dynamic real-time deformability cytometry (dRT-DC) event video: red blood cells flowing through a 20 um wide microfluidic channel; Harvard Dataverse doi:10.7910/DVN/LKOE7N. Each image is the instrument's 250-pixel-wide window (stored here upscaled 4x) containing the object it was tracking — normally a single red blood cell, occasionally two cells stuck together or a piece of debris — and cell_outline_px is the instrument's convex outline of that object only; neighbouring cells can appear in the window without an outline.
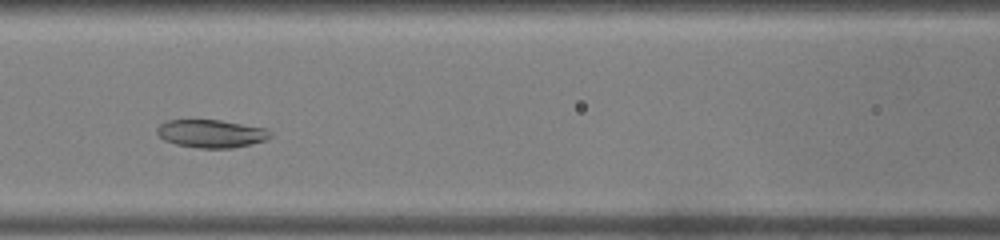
{"species": "common noctule bat (a hibernating species)", "species_latin": "Nyctalus noctula", "temperature_condition": "warm", "stored_images_in_passage": 32, "camera_frame_rate_fps": 3000, "um_per_image_px": 0.085, "animal": {"sex": "male", "body_mass_g": 19.0, "forearm_length_mm": 50.8}, "frame": {"image": 1, "passage_image": 6, "time_ms": 1.667, "image_size_px": [1000, 240], "cell_outline_px": [[272, 136], [264, 140], [252, 144], [232, 148], [200, 148], [176, 144], [164, 140], [156, 132], [156, 128], [160, 124], [168, 120], [220, 120], [268, 128], [272, 132]], "centroid_in_image_um": [17.98, 11.35], "position_along_channel_um": 148.6, "area_um2": 18.55}}
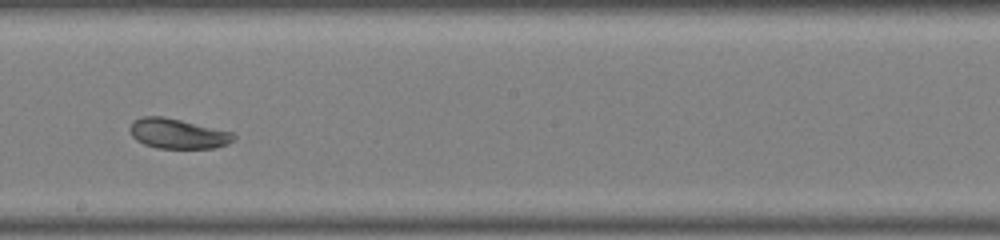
{"frame": {"image": 2, "passage_image": 12, "time_ms": 3.667, "image_size_px": [1000, 240], "cell_outline_px": [[236, 140], [228, 144], [216, 148], [156, 148], [144, 144], [136, 140], [132, 136], [128, 128], [132, 120], [140, 116], [164, 116], [232, 132], [236, 136]], "centroid_in_image_um": [15.09, 11.35], "position_along_channel_um": 233.1, "area_um2": 18.38}}
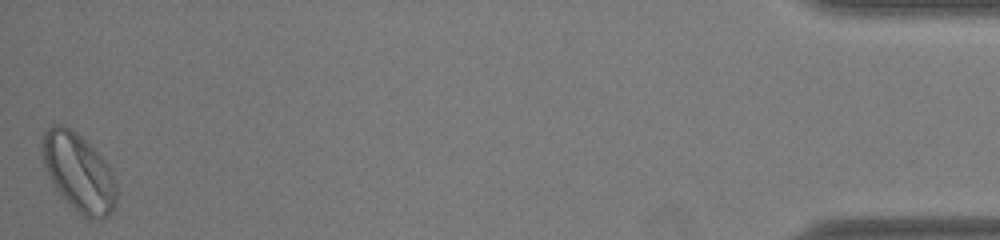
{"frame": {"image": 3, "passage_image": 32, "time_ms": 10.333, "image_size_px": [1000, 240], "cell_outline_px": [[116, 204], [108, 216], [88, 220], [76, 212], [68, 204], [56, 188], [44, 164], [40, 148], [40, 140], [44, 132], [52, 124], [64, 124], [76, 132], [104, 160], [112, 176], [116, 188]], "centroid_in_image_um": [6.64, 14.65], "position_along_channel_um": 428.6, "area_um2": 33.47}}